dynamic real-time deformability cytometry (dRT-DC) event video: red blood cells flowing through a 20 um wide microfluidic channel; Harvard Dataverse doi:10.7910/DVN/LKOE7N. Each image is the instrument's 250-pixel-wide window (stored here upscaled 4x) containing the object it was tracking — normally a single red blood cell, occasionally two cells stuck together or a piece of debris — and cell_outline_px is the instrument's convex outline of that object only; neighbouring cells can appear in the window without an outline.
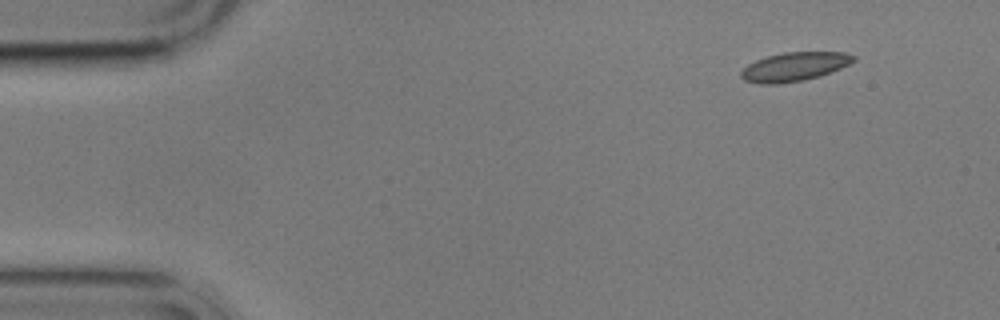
{"species": "common noctule bat (a hibernating species)", "species_latin": "Nyctalus noctula", "temperature_condition": "cold", "stored_images_in_passage": 5, "camera_frame_rate_fps": 3000, "um_per_image_px": 0.085, "animal": {"sex": "male", "body_mass_g": 17.9}, "frame": {"image": 1, "passage_image": 5, "time_ms": 4.667, "image_size_px": [1000, 320], "cell_outline_px": [[856, 60], [840, 68], [820, 76], [780, 84], [760, 84], [744, 80], [740, 76], [740, 72], [748, 64], [756, 60], [768, 56], [784, 52], [844, 52], [856, 56]], "centroid_in_image_um": [67.51, 5.67], "position_along_channel_um": 17.5, "area_um2": 18.79}}